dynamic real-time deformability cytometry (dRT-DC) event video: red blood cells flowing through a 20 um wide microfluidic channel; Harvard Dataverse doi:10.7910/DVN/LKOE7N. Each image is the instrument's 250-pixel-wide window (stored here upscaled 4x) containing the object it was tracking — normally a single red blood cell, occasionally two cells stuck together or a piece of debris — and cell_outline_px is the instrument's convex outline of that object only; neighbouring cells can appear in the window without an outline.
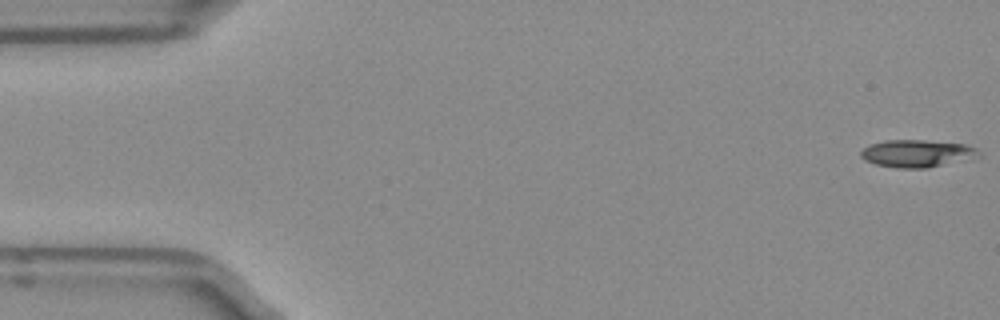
{"species": "Egyptian fruit bat (a non-hibernating species)", "species_latin": "Rousettus aegyptiacus", "temperature_condition": "room temperature", "stored_images_in_passage": 51, "camera_frame_rate_fps": 3000, "um_per_image_px": 0.085, "frame": {"image": 1, "passage_image": 1, "time_ms": 0.0, "image_size_px": [1000, 320], "cell_outline_px": [[984, 156], [972, 160], [928, 168], [896, 168], [876, 164], [864, 160], [860, 156], [860, 152], [868, 144], [884, 140], [924, 140], [964, 144], [976, 148]], "centroid_in_image_um": [78.01, 13.05], "position_along_channel_um": 7.0, "area_um2": 19.36}}
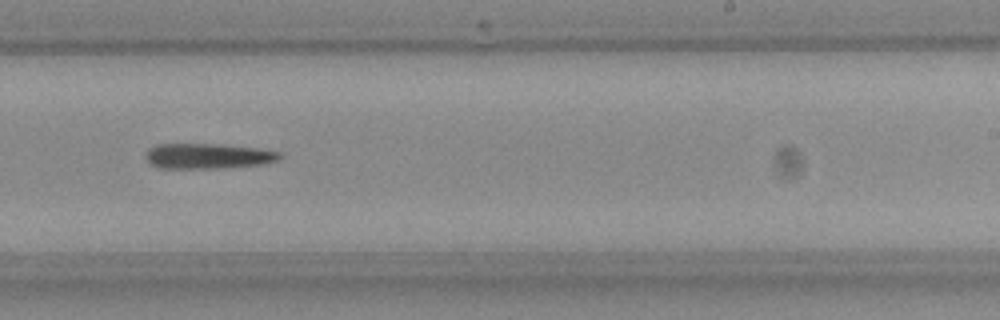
{"frame": {"image": 2, "passage_image": 31, "time_ms": 10.0, "image_size_px": [1000, 320], "cell_outline_px": [[284, 156], [276, 160], [260, 164], [224, 168], [160, 168], [152, 164], [144, 156], [148, 148], [156, 144], [216, 144], [256, 148], [280, 152]], "centroid_in_image_um": [17.64, 13.26], "position_along_channel_um": 271.4, "area_um2": 19.65}}
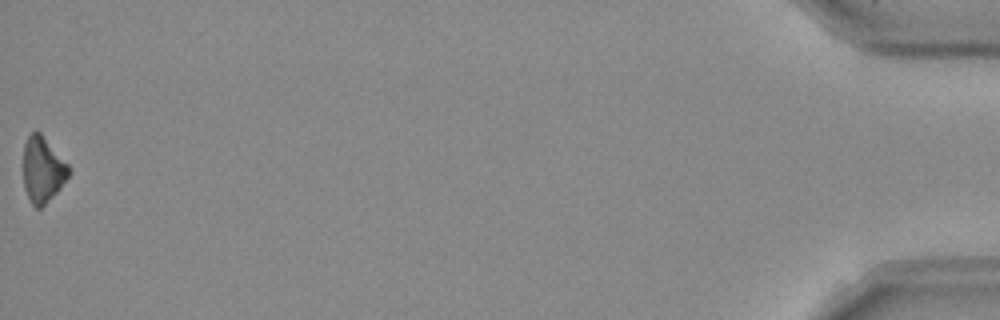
{"frame": {"image": 3, "passage_image": 51, "time_ms": 16.667, "image_size_px": [1000, 320], "cell_outline_px": [[68, 176], [60, 188], [40, 208], [36, 208], [32, 204], [24, 188], [24, 144], [28, 136], [36, 128], [40, 132], [68, 164]], "centroid_in_image_um": [3.61, 14.39], "position_along_channel_um": 431.6, "area_um2": 17.05}, "authors_computed_cell_mechanics": {"area_um2": 19.1318, "velocity_mm_per_s": 3.9839, "shape_relaxation_time_tau1_ms": 11.0128, "shape_relaxation_time_tau2_ms": null, "deformation_change_tau1": 0.237, "deformation_change_tau2": null}}